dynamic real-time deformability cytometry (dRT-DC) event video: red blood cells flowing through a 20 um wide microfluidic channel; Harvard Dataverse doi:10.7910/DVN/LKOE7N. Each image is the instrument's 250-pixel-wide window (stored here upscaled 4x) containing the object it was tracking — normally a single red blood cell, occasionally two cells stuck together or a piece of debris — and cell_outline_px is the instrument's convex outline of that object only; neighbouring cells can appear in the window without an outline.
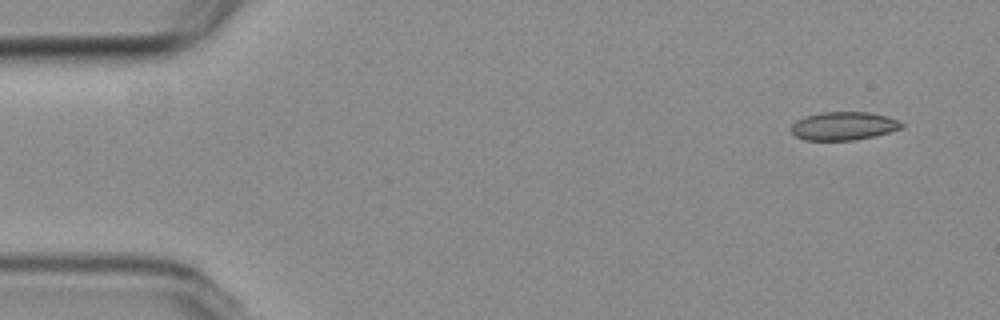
{"species": "common noctule bat (a hibernating species)", "species_latin": "Nyctalus noctula", "temperature_condition": "room temperature", "stored_images_in_passage": 4, "camera_frame_rate_fps": 3000, "um_per_image_px": 0.085, "animal": {"sex": "female", "body_mass_g": 19.3, "forearm_length_mm": 54.1}, "frame": {"image": 1, "passage_image": 1, "time_ms": 0.0, "image_size_px": [1000, 320], "cell_outline_px": [[904, 128], [876, 136], [852, 140], [804, 140], [796, 136], [792, 132], [792, 124], [796, 120], [804, 116], [820, 112], [868, 112], [888, 116], [904, 124]], "centroid_in_image_um": [71.72, 10.7], "position_along_channel_um": 13.3, "area_um2": 18.32}}
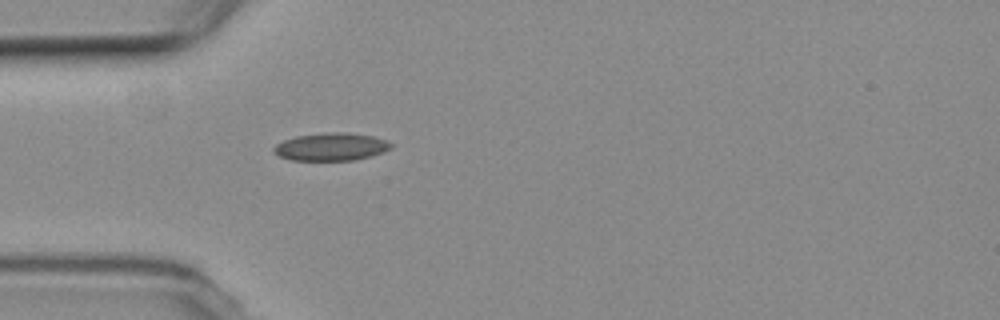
{"frame": {"image": 2, "passage_image": 4, "time_ms": 4.333, "image_size_px": [1000, 320], "cell_outline_px": [[392, 148], [384, 152], [372, 156], [352, 160], [292, 160], [280, 156], [272, 152], [272, 148], [276, 144], [284, 140], [296, 136], [324, 132], [348, 132], [372, 136], [388, 140], [392, 144]], "centroid_in_image_um": [28.16, 12.47], "position_along_channel_um": 56.8, "area_um2": 19.13}}